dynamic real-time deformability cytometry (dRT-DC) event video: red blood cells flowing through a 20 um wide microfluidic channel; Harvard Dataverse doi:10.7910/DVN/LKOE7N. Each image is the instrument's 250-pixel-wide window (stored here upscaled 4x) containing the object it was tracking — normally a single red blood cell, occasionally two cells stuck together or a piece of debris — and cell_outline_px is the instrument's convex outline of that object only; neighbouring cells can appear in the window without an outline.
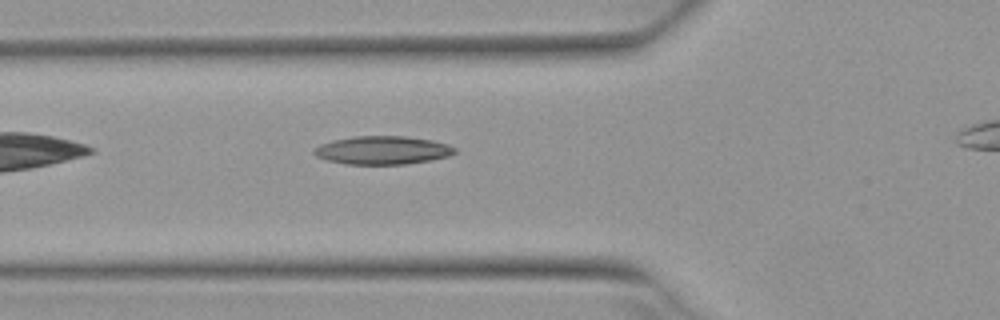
{"species": "Egyptian fruit bat (a non-hibernating species)", "species_latin": "Rousettus aegyptiacus", "temperature_condition": "warm", "stored_images_in_passage": 3, "camera_frame_rate_fps": 3000, "um_per_image_px": 0.085, "animal": {"sex": "female"}, "frame": {"image": 1, "passage_image": 2, "time_ms": 0.333, "image_size_px": [1000, 320], "cell_outline_px": [[456, 152], [448, 156], [432, 160], [404, 164], [344, 164], [328, 160], [316, 156], [312, 152], [312, 148], [320, 144], [332, 140], [352, 136], [404, 136], [432, 140], [448, 144], [456, 148]], "centroid_in_image_um": [32.49, 12.76], "position_along_channel_um": 93.3, "area_um2": 23.35}}